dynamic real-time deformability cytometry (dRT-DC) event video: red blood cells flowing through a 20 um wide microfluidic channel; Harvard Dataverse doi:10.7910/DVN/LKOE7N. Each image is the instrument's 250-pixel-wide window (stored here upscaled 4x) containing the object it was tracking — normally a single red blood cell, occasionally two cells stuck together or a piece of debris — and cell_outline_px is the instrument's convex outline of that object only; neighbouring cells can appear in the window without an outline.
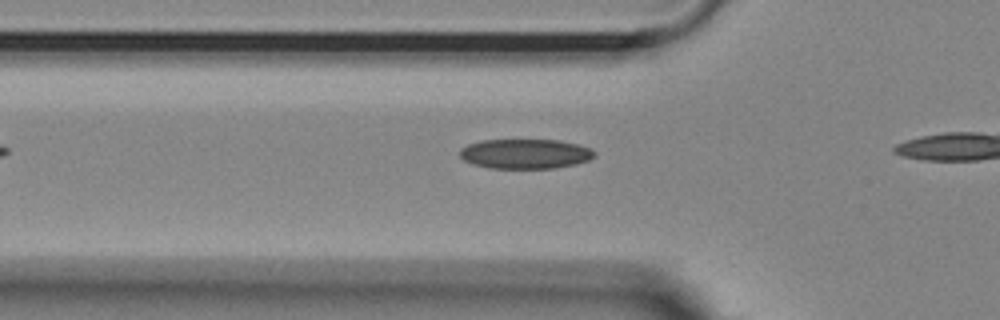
{"species": "Egyptian fruit bat (a non-hibernating species)", "species_latin": "Rousettus aegyptiacus", "temperature_condition": "room temperature", "stored_images_in_passage": 13, "camera_frame_rate_fps": 3000, "um_per_image_px": 0.085, "animal": {"sex": "female"}, "frame": {"image": 1, "passage_image": 4, "time_ms": 1.0, "image_size_px": [1000, 320], "cell_outline_px": [[596, 156], [588, 160], [576, 164], [556, 168], [488, 168], [472, 164], [464, 160], [460, 156], [460, 148], [468, 144], [480, 140], [560, 140], [580, 144], [596, 152]], "centroid_in_image_um": [44.65, 13.07], "position_along_channel_um": 81.1, "area_um2": 23.52}}
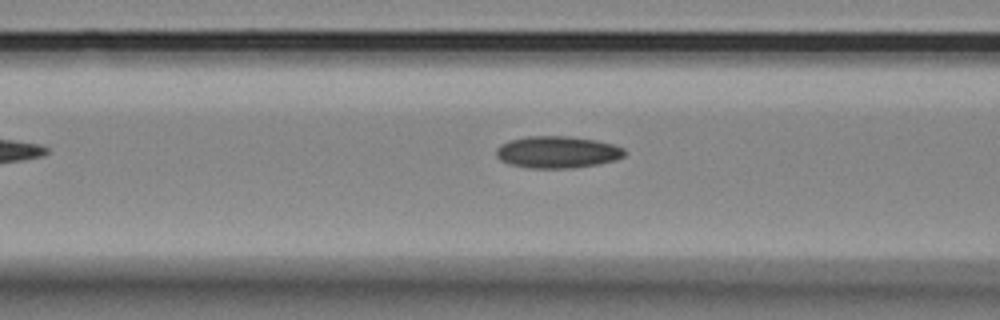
{"frame": {"image": 2, "passage_image": 7, "time_ms": 2.0, "image_size_px": [1000, 320], "cell_outline_px": [[624, 156], [616, 160], [596, 164], [572, 168], [528, 168], [508, 164], [500, 160], [496, 156], [496, 148], [500, 144], [508, 140], [528, 136], [568, 136], [596, 140], [612, 144], [624, 148]], "centroid_in_image_um": [47.33, 12.93], "position_along_channel_um": 119.3, "area_um2": 23.99}}
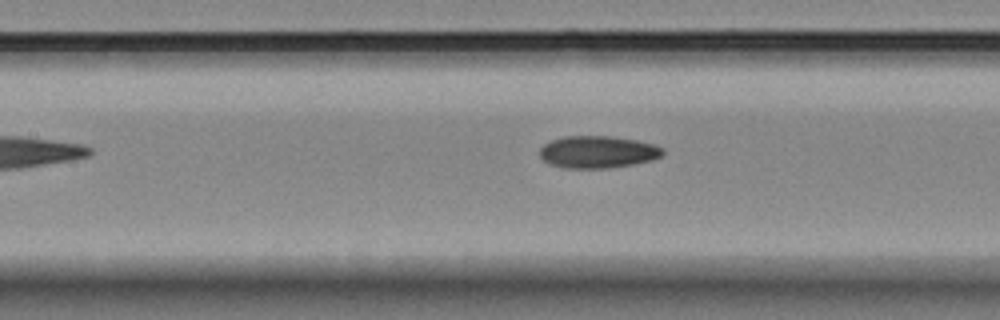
{"frame": {"image": 3, "passage_image": 10, "time_ms": 3.0, "image_size_px": [1000, 320], "cell_outline_px": [[664, 152], [660, 156], [652, 160], [632, 164], [608, 168], [564, 168], [552, 164], [544, 160], [540, 156], [540, 148], [544, 144], [552, 140], [564, 136], [612, 136], [636, 140], [652, 144], [664, 148]], "centroid_in_image_um": [50.81, 12.91], "position_along_channel_um": 156.6, "area_um2": 22.95}}